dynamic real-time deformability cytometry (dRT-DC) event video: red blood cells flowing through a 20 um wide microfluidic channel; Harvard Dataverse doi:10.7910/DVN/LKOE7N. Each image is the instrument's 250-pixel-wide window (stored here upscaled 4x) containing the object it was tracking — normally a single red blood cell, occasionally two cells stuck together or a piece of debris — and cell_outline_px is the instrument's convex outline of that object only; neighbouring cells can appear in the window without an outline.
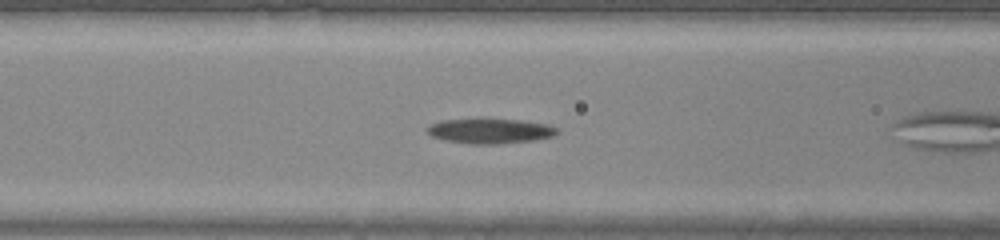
{"species": "common noctule bat (a hibernating species)", "species_latin": "Nyctalus noctula", "temperature_condition": "warm", "stored_images_in_passage": 40, "camera_frame_rate_fps": 3000, "um_per_image_px": 0.085, "animal": {"sex": "male", "body_mass_g": 20.0, "forearm_length_mm": 53.3}, "frame": {"image": 1, "passage_image": 12, "time_ms": 3.667, "image_size_px": [1000, 240], "cell_outline_px": [[560, 132], [556, 136], [536, 140], [496, 144], [468, 144], [444, 140], [432, 136], [424, 128], [440, 120], [476, 116], [520, 120], [548, 124], [560, 128]], "centroid_in_image_um": [41.67, 11.09], "position_along_channel_um": 124.9, "area_um2": 20.06}}
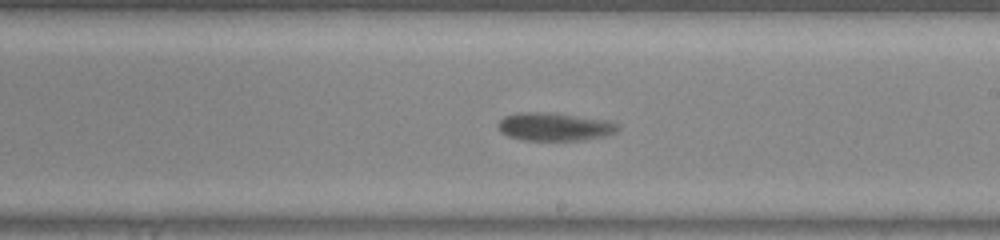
{"frame": {"image": 2, "passage_image": 20, "time_ms": 6.333, "image_size_px": [1000, 240], "cell_outline_px": [[620, 128], [616, 132], [604, 136], [584, 140], [524, 140], [508, 136], [500, 132], [496, 124], [504, 116], [516, 112], [552, 112], [612, 120]], "centroid_in_image_um": [47.13, 10.75], "position_along_channel_um": 241.9, "area_um2": 20.0}}
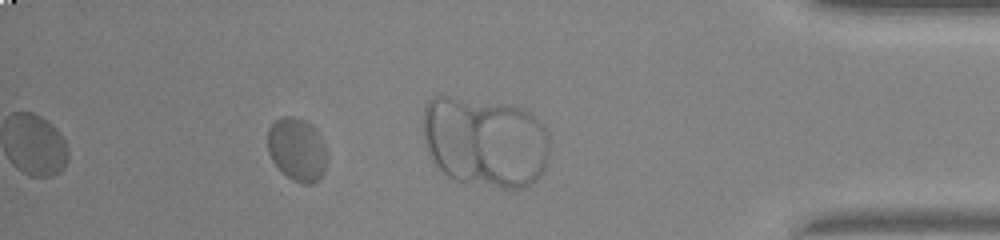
{"frame": {"image": 3, "passage_image": 35, "time_ms": 11.333, "image_size_px": [1000, 240], "cell_outline_px": [[328, 156], [324, 172], [312, 184], [300, 184], [292, 180], [272, 160], [268, 152], [268, 128], [272, 120], [280, 116], [292, 116], [304, 120], [312, 124], [320, 132]], "centroid_in_image_um": [25.26, 12.66], "position_along_channel_um": 409.9, "area_um2": 22.25}}